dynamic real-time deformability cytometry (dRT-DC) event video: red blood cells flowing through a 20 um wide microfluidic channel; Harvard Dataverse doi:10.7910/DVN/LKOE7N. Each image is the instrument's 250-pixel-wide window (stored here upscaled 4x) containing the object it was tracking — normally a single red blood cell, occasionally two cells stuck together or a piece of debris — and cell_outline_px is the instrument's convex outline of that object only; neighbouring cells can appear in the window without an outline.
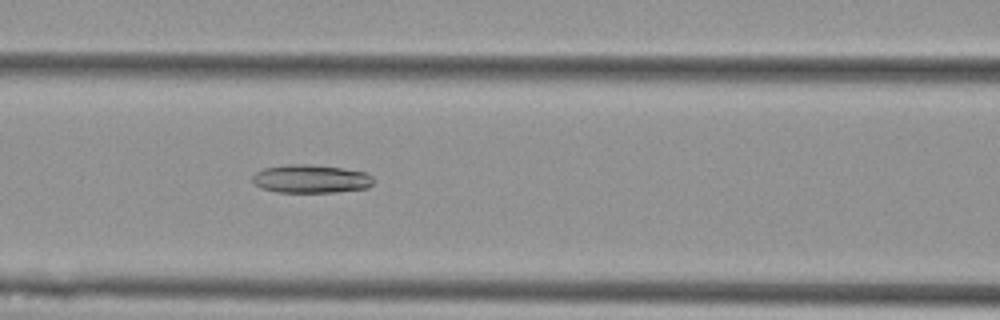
{"species": "Egyptian fruit bat (a non-hibernating species)", "species_latin": "Rousettus aegyptiacus", "temperature_condition": "cold", "stored_images_in_passage": 56, "camera_frame_rate_fps": 3000, "um_per_image_px": 0.085, "animal": {"sex": "female"}, "frame": {"image": 1, "passage_image": 24, "time_ms": 7.667, "image_size_px": [1000, 320], "cell_outline_px": [[376, 180], [368, 188], [336, 192], [276, 192], [260, 188], [252, 180], [252, 176], [256, 172], [264, 168], [288, 164], [308, 164], [344, 168], [368, 172]], "centroid_in_image_um": [26.47, 15.2], "position_along_channel_um": 140.1, "area_um2": 20.23}}
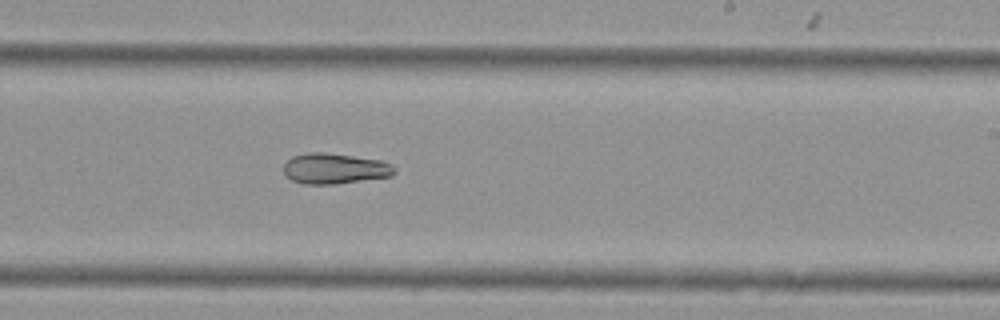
{"frame": {"image": 2, "passage_image": 34, "time_ms": 11.0, "image_size_px": [1000, 320], "cell_outline_px": [[396, 172], [392, 176], [332, 184], [304, 184], [292, 180], [284, 176], [284, 164], [292, 156], [308, 152], [324, 152], [380, 160], [392, 164], [396, 168]], "centroid_in_image_um": [28.44, 14.32], "position_along_channel_um": 260.6, "area_um2": 19.77}}
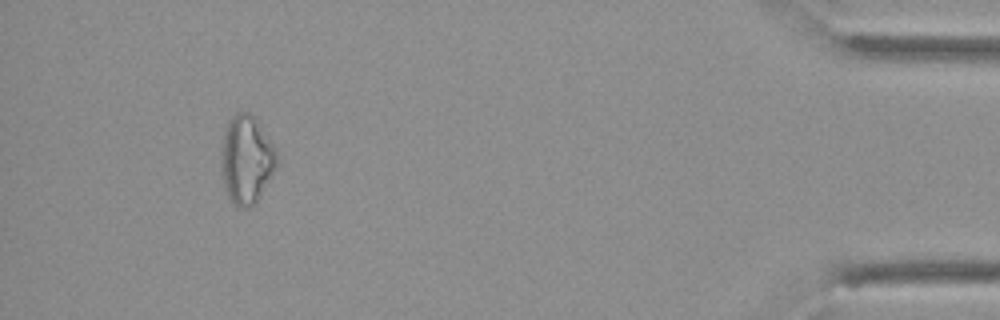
{"frame": {"image": 3, "passage_image": 52, "time_ms": 17.0, "image_size_px": [1000, 320], "cell_outline_px": [[280, 152], [276, 168], [256, 200], [248, 208], [240, 208], [228, 196], [224, 184], [220, 168], [220, 152], [224, 128], [228, 120], [236, 112], [248, 112], [252, 116]], "centroid_in_image_um": [20.93, 13.52], "position_along_channel_um": 414.3, "area_um2": 28.67}}